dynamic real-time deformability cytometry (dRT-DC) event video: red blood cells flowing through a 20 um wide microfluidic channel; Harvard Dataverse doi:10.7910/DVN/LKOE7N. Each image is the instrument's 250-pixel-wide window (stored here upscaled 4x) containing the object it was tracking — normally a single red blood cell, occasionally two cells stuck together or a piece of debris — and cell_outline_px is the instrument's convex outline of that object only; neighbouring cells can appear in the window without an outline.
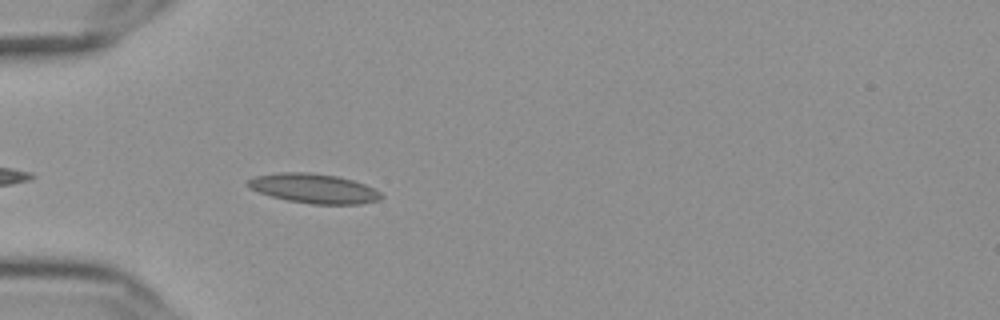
{"species": "Egyptian fruit bat (a non-hibernating species)", "species_latin": "Rousettus aegyptiacus", "temperature_condition": "cold", "stored_images_in_passage": 34, "camera_frame_rate_fps": 3000, "um_per_image_px": 0.085, "frame": {"image": 1, "passage_image": 3, "time_ms": 0.667, "image_size_px": [1000, 320], "cell_outline_px": [[384, 196], [380, 200], [360, 204], [312, 204], [288, 200], [272, 196], [248, 188], [244, 184], [248, 180], [256, 176], [280, 172], [308, 172], [336, 176], [352, 180], [364, 184], [380, 192]], "centroid_in_image_um": [26.67, 16.02], "position_along_channel_um": 58.3, "area_um2": 22.83}}
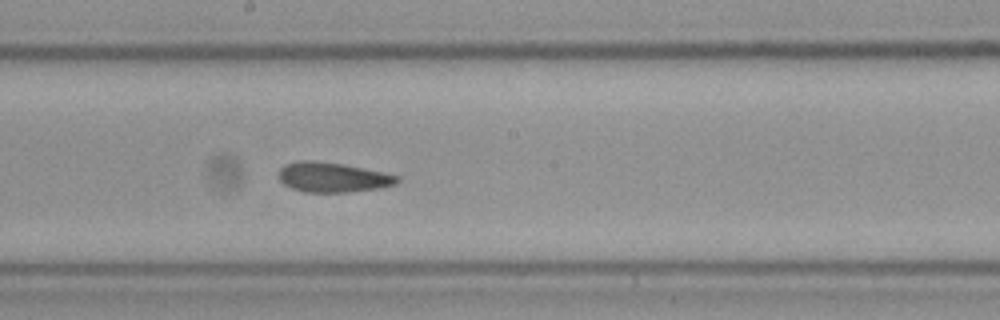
{"frame": {"image": 2, "passage_image": 17, "time_ms": 5.333, "image_size_px": [1000, 320], "cell_outline_px": [[400, 180], [396, 184], [380, 188], [348, 192], [304, 192], [292, 188], [284, 184], [280, 180], [280, 168], [284, 164], [304, 160], [312, 160], [340, 164], [400, 176]], "centroid_in_image_um": [28.27, 15.08], "position_along_channel_um": 219.9, "area_um2": 20.29}}
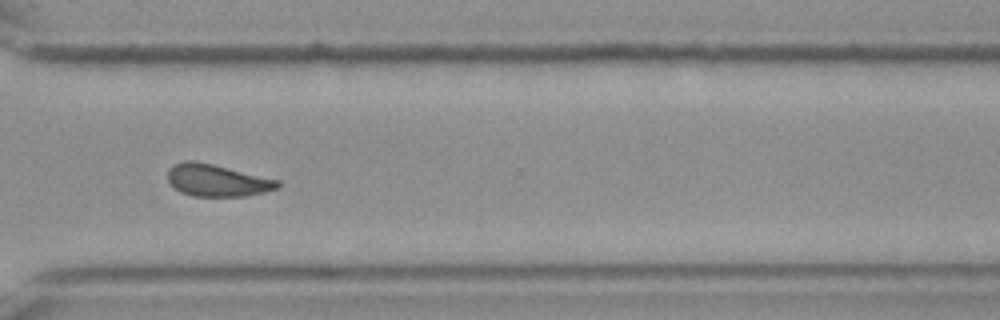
{"frame": {"image": 3, "passage_image": 28, "time_ms": 9.0, "image_size_px": [1000, 320], "cell_outline_px": [[280, 188], [264, 192], [244, 196], [192, 196], [180, 192], [168, 180], [168, 168], [172, 164], [184, 160], [192, 160], [212, 164], [280, 180]], "centroid_in_image_um": [18.45, 15.32], "position_along_channel_um": 352.2, "area_um2": 20.58}, "authors_computed_cell_mechanics": {"area_um2": 20.8947, "velocity_mm_per_s": 3.6049, "shape_relaxation_time_tau1_ms": null, "shape_relaxation_time_tau2_ms": 2.6729, "deformation_change_tau1": null, "deformation_change_tau2": 0.0869}}